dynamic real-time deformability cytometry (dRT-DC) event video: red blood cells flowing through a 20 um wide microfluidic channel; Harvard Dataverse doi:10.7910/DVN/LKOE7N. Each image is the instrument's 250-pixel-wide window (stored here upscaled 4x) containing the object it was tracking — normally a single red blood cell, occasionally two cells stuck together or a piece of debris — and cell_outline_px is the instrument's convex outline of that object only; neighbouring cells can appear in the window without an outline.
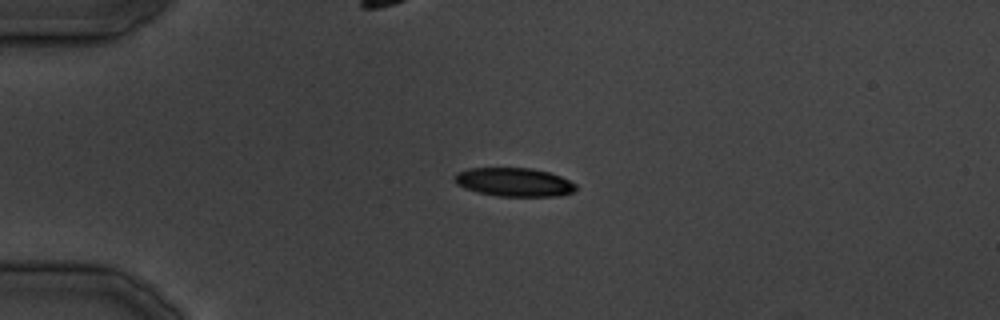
{"species": "common noctule bat (a hibernating species)", "species_latin": "Nyctalus noctula", "temperature_condition": "cold", "stored_images_in_passage": 33, "camera_frame_rate_fps": 3000, "um_per_image_px": 0.085, "animal": {"sex": "male", "body_mass_g": 19.5, "forearm_length_mm": 54.6}, "frame": {"image": 1, "passage_image": 6, "time_ms": 6.667, "image_size_px": [1000, 320], "cell_outline_px": [[576, 188], [572, 192], [560, 196], [500, 196], [476, 192], [464, 188], [456, 184], [452, 176], [456, 172], [468, 168], [532, 168], [548, 172], [560, 176], [576, 184]], "centroid_in_image_um": [43.64, 15.48], "position_along_channel_um": 41.4, "area_um2": 20.35}}
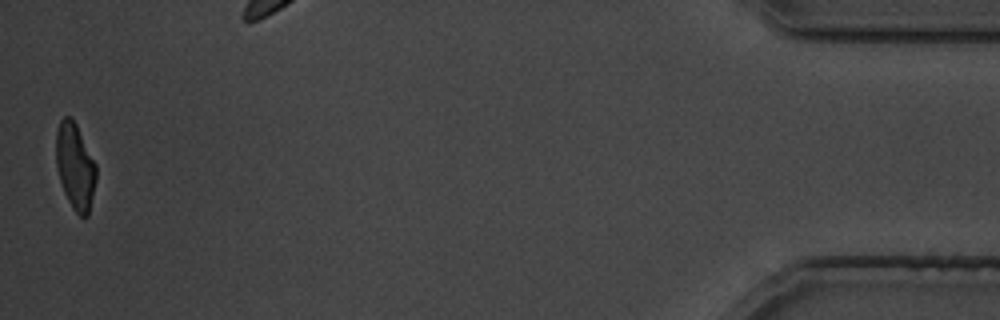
{"frame": {"image": 2, "passage_image": 33, "time_ms": 40.333, "image_size_px": [1000, 320], "cell_outline_px": [[96, 180], [88, 216], [80, 216], [72, 208], [64, 192], [60, 180], [56, 164], [56, 132], [60, 120], [64, 116], [72, 116], [96, 164]], "centroid_in_image_um": [6.38, 14.12], "position_along_channel_um": 428.8, "area_um2": 20.06}}